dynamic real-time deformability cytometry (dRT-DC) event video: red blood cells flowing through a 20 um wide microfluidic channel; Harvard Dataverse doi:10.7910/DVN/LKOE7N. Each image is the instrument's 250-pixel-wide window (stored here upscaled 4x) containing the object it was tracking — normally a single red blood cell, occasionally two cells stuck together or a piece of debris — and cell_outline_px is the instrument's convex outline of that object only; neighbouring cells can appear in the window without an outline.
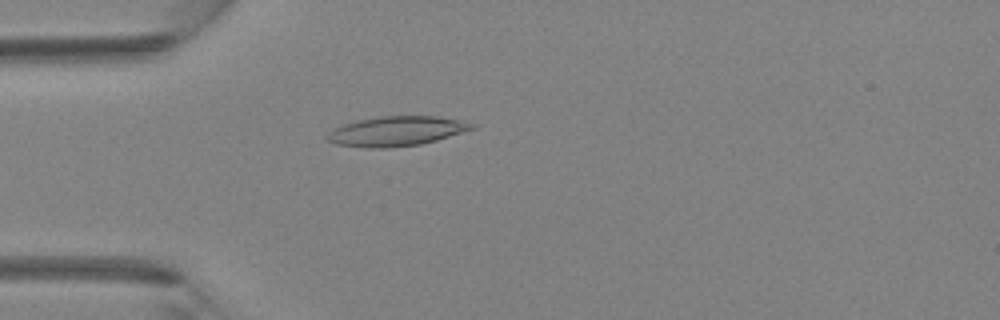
{"species": "Egyptian fruit bat (a non-hibernating species)", "species_latin": "Rousettus aegyptiacus", "temperature_condition": "room temperature", "stored_images_in_passage": 37, "camera_frame_rate_fps": 3000, "um_per_image_px": 0.085, "animal": {"sex": "female"}, "frame": {"image": 1, "passage_image": 7, "time_ms": 2.0, "image_size_px": [1000, 320], "cell_outline_px": [[476, 128], [436, 140], [420, 144], [384, 148], [368, 148], [336, 144], [328, 140], [324, 136], [328, 132], [344, 124], [356, 120], [380, 116], [436, 116], [476, 124]], "centroid_in_image_um": [33.67, 11.15], "position_along_channel_um": 51.3, "area_um2": 24.85}}
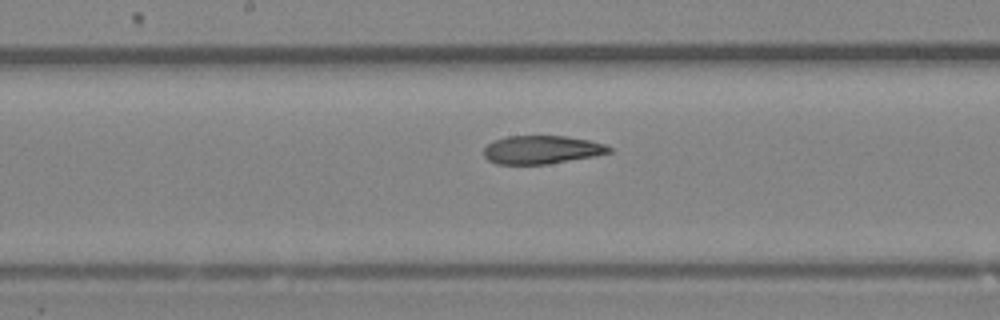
{"frame": {"image": 2, "passage_image": 17, "time_ms": 5.333, "image_size_px": [1000, 320], "cell_outline_px": [[612, 152], [592, 156], [548, 164], [496, 164], [488, 160], [484, 156], [484, 148], [492, 140], [508, 136], [564, 136], [588, 140], [604, 144], [612, 148]], "centroid_in_image_um": [46.01, 12.72], "position_along_channel_um": 202.2, "area_um2": 20.58}}
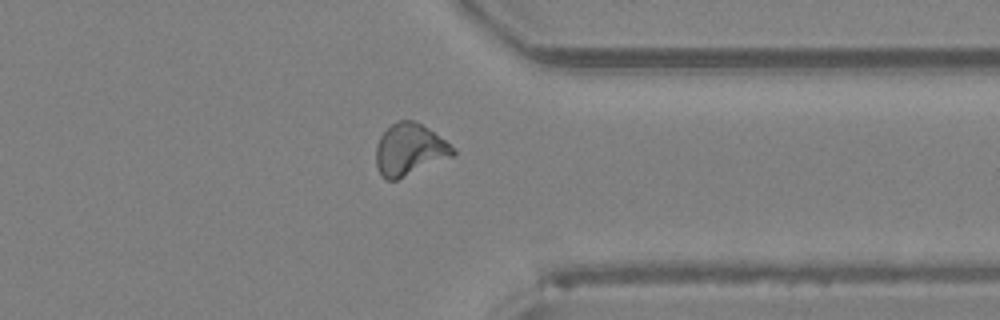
{"frame": {"image": 3, "passage_image": 28, "time_ms": 9.0, "image_size_px": [1000, 320], "cell_outline_px": [[456, 152], [452, 156], [396, 180], [388, 180], [380, 176], [376, 168], [376, 144], [380, 136], [392, 124], [400, 120], [412, 120], [428, 128], [456, 148]], "centroid_in_image_um": [34.79, 12.72], "position_along_channel_um": 376.6, "area_um2": 23.06}}